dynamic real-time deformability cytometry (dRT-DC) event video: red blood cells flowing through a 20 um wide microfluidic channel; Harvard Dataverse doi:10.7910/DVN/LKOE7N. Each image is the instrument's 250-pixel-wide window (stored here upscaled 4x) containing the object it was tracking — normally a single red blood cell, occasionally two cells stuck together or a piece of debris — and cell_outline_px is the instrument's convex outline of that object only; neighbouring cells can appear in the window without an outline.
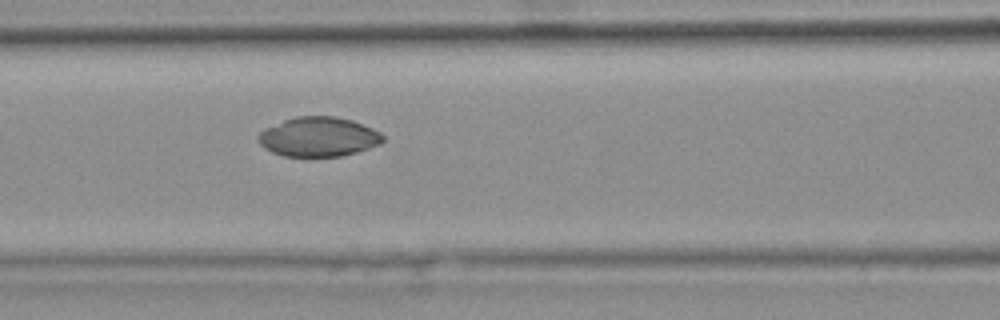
{"species": "common noctule bat (a hibernating species)", "species_latin": "Nyctalus noctula", "temperature_condition": "warm", "stored_images_in_passage": 46, "camera_frame_rate_fps": 3000, "um_per_image_px": 0.085, "animal": {"sex": "female", "body_mass_g": 25.1}, "frame": {"image": 1, "passage_image": 20, "time_ms": 6.333, "image_size_px": [1000, 320], "cell_outline_px": [[384, 140], [380, 144], [356, 152], [340, 156], [284, 156], [272, 152], [264, 148], [256, 140], [256, 136], [264, 128], [284, 120], [296, 116], [336, 116], [352, 120], [372, 128], [380, 132], [384, 136]], "centroid_in_image_um": [27.05, 11.62], "position_along_channel_um": 139.6, "area_um2": 28.78}}
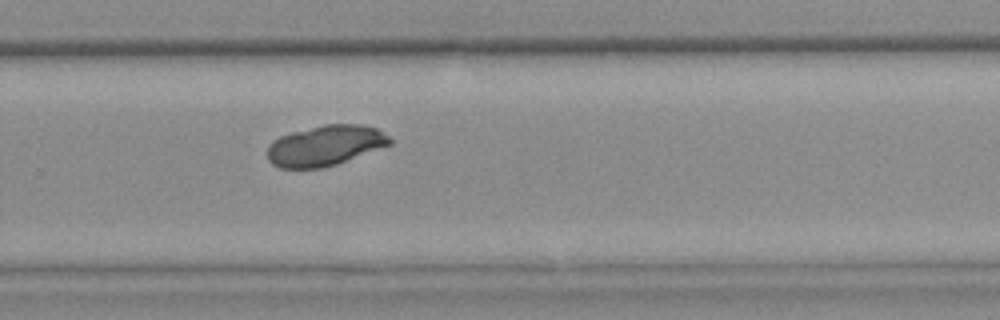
{"frame": {"image": 2, "passage_image": 33, "time_ms": 10.667, "image_size_px": [1000, 320], "cell_outline_px": [[392, 144], [336, 164], [320, 168], [280, 168], [272, 164], [268, 160], [268, 144], [272, 140], [280, 136], [292, 132], [324, 124], [360, 124], [376, 128], [388, 136], [392, 140]], "centroid_in_image_um": [27.62, 12.37], "position_along_channel_um": 302.2, "area_um2": 28.78}, "authors_computed_cell_mechanics": {"area_um2": 29.478, "velocity_mm_per_s": 3.7608, "shape_relaxation_time_tau1_ms": null, "shape_relaxation_time_tau2_ms": 5.0162, "deformation_change_tau1": null, "deformation_change_tau2": 0.0459}}